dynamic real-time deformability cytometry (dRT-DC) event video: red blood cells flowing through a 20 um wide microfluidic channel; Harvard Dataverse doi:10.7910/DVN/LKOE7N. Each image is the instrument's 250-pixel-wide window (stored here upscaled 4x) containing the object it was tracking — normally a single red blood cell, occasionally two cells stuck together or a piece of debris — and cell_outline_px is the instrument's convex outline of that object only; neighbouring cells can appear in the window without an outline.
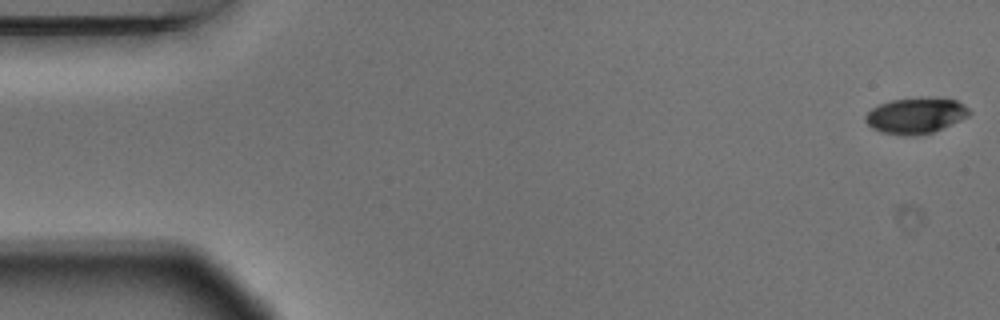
{"species": "Egyptian fruit bat (a non-hibernating species)", "species_latin": "Rousettus aegyptiacus", "temperature_condition": "warm", "stored_images_in_passage": 5, "camera_frame_rate_fps": 3000, "um_per_image_px": 0.085, "animal": {"sex": "male"}, "frame": {"image": 1, "passage_image": 1, "time_ms": 0.0, "image_size_px": [1000, 320], "cell_outline_px": [[972, 112], [968, 116], [960, 120], [932, 132], [916, 136], [900, 136], [880, 132], [872, 128], [864, 120], [864, 116], [872, 108], [880, 104], [892, 100], [920, 96], [936, 96], [956, 100], [964, 104]], "centroid_in_image_um": [77.84, 9.8], "position_along_channel_um": 7.2, "area_um2": 22.2}}
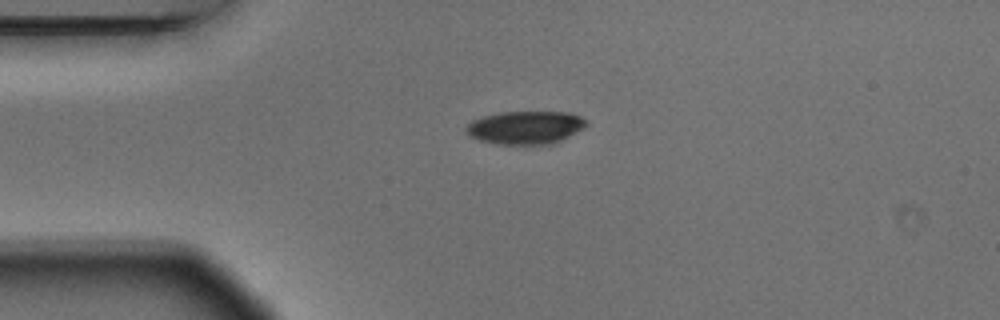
{"frame": {"image": 2, "passage_image": 4, "time_ms": 1.0, "image_size_px": [1000, 320], "cell_outline_px": [[588, 124], [584, 128], [552, 144], [496, 144], [480, 140], [468, 136], [464, 132], [464, 128], [472, 120], [484, 116], [500, 112], [568, 112], [580, 116]], "centroid_in_image_um": [44.61, 10.84], "position_along_channel_um": 40.4, "area_um2": 23.18}}